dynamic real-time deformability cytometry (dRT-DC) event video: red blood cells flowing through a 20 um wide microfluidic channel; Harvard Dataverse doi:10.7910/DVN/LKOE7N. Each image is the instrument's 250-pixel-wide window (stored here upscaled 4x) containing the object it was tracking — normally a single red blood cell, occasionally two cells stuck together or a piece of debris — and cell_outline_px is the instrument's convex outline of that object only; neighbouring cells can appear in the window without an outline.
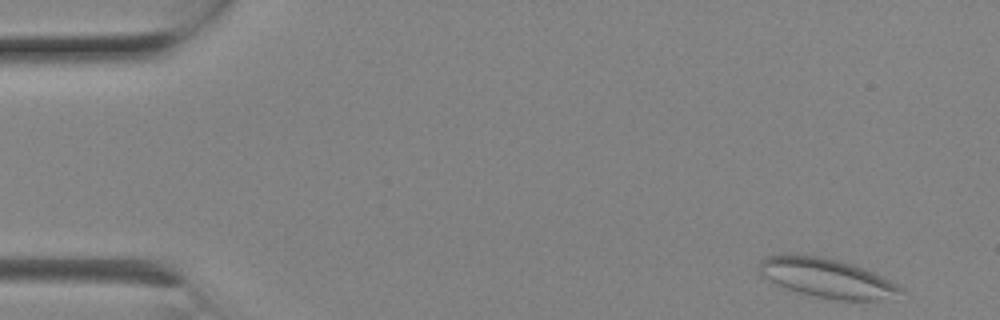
{"species": "Egyptian fruit bat (a non-hibernating species)", "species_latin": "Rousettus aegyptiacus", "temperature_condition": "room temperature", "stored_images_in_passage": 9, "camera_frame_rate_fps": 3000, "um_per_image_px": 0.085, "animal": {"sex": "female"}, "frame": {"image": 1, "passage_image": 1, "time_ms": 0.0, "image_size_px": [1000, 320], "cell_outline_px": [[904, 292], [876, 300], [836, 300], [816, 296], [800, 292], [776, 284], [764, 276], [760, 272], [760, 260], [764, 256], [780, 252], [788, 252], [824, 256], [852, 264], [864, 268], [904, 288]], "centroid_in_image_um": [70.21, 23.57], "position_along_channel_um": 14.8, "area_um2": 32.31}}
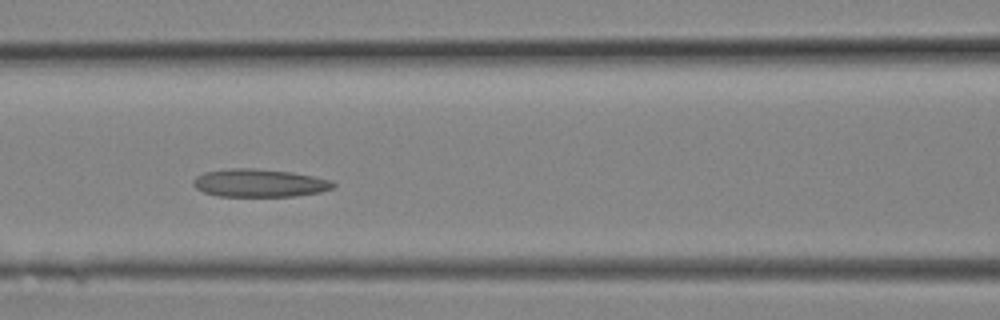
{"frame": {"image": 2, "passage_image": 8, "time_ms": 2.333, "image_size_px": [1000, 320], "cell_outline_px": [[336, 184], [332, 188], [320, 192], [296, 196], [216, 196], [204, 192], [196, 188], [192, 184], [192, 180], [196, 176], [204, 172], [228, 168], [256, 168], [292, 172], [332, 180]], "centroid_in_image_um": [22.03, 15.55], "position_along_channel_um": 144.6, "area_um2": 22.95}}
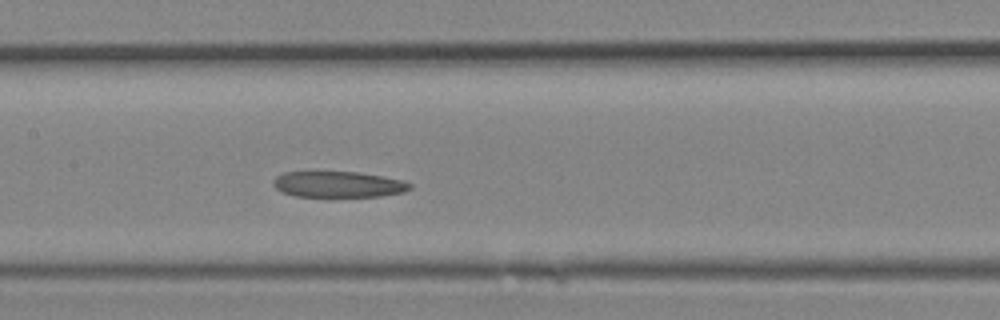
{"frame": {"image": 3, "passage_image": 9, "time_ms": 2.667, "image_size_px": [1000, 320], "cell_outline_px": [[412, 188], [404, 192], [380, 196], [292, 196], [280, 192], [272, 184], [272, 180], [276, 176], [284, 172], [356, 172], [404, 180], [412, 184]], "centroid_in_image_um": [28.73, 15.67], "position_along_channel_um": 178.7, "area_um2": 20.69}}